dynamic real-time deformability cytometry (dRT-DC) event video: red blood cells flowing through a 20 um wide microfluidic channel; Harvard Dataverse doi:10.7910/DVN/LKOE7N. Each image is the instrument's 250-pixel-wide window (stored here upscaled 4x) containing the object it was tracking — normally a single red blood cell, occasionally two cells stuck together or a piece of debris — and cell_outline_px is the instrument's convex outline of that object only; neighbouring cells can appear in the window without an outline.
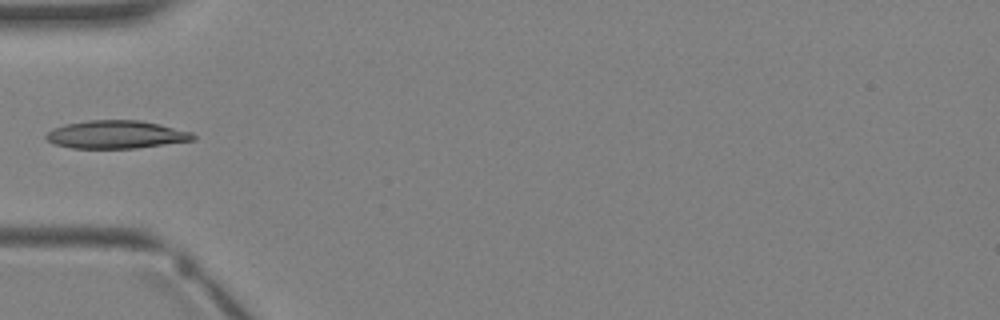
{"species": "Egyptian fruit bat (a non-hibernating species)", "species_latin": "Rousettus aegyptiacus", "temperature_condition": "warm", "stored_images_in_passage": 2, "camera_frame_rate_fps": 3000, "um_per_image_px": 0.085, "animal": {"sex": "female"}, "frame": {"image": 1, "passage_image": 2, "time_ms": 2.0, "image_size_px": [1000, 320], "cell_outline_px": [[196, 140], [136, 148], [72, 148], [52, 144], [44, 136], [52, 128], [64, 124], [88, 120], [140, 120], [160, 124], [192, 132], [196, 136]], "centroid_in_image_um": [9.87, 11.43], "position_along_channel_um": 75.1, "area_um2": 24.16}}